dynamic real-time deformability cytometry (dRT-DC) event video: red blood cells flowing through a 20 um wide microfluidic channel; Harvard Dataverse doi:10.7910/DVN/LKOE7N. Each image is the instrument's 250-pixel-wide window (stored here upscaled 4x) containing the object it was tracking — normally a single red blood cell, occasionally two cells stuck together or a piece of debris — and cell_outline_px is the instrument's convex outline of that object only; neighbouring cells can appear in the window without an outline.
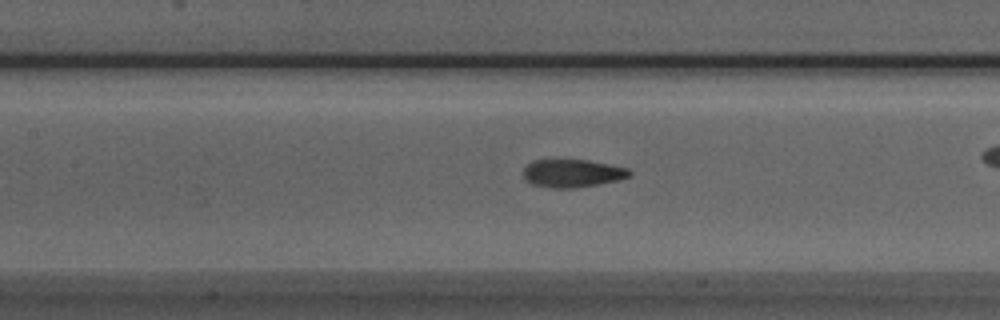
{"species": "Egyptian fruit bat (a non-hibernating species)", "species_latin": "Rousettus aegyptiacus", "temperature_condition": "room temperature", "stored_images_in_passage": 48, "camera_frame_rate_fps": 3000, "um_per_image_px": 0.085, "animal": {"sex": "male"}, "frame": {"image": 1, "passage_image": 18, "time_ms": 5.667, "image_size_px": [1000, 320], "cell_outline_px": [[632, 176], [620, 180], [572, 188], [552, 188], [532, 184], [524, 176], [524, 168], [532, 160], [588, 160], [628, 168], [632, 172]], "centroid_in_image_um": [48.69, 14.72], "position_along_channel_um": 158.7, "area_um2": 17.17}}
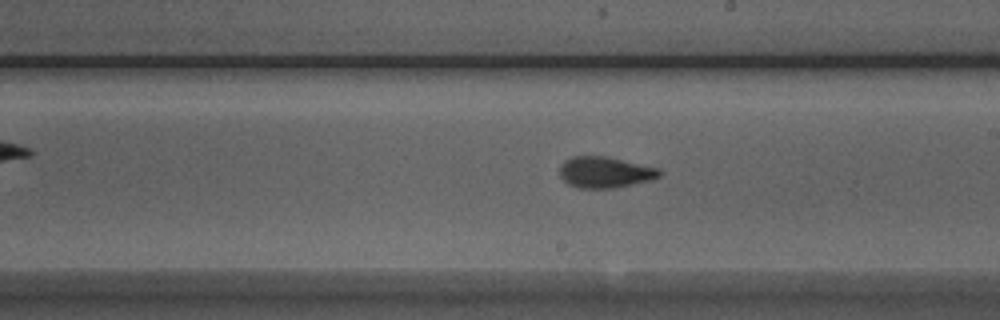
{"frame": {"image": 2, "passage_image": 24, "time_ms": 7.667, "image_size_px": [1000, 320], "cell_outline_px": [[664, 172], [660, 176], [652, 180], [612, 188], [576, 188], [568, 184], [560, 176], [560, 164], [564, 160], [572, 156], [608, 156], [660, 168]], "centroid_in_image_um": [51.44, 14.63], "position_along_channel_um": 237.6, "area_um2": 18.38}}
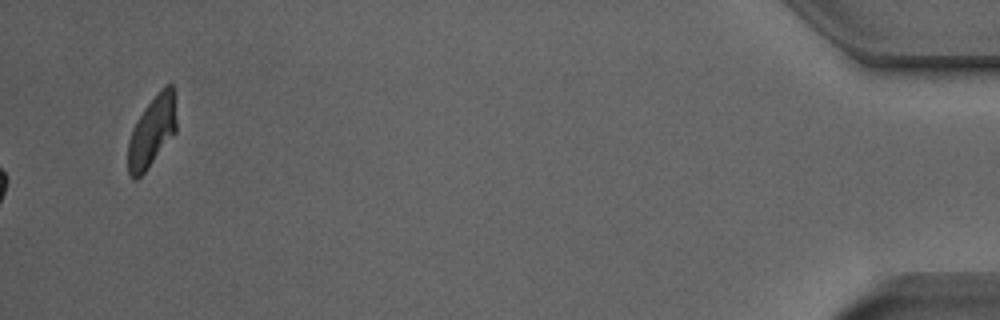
{"frame": {"image": 3, "passage_image": 48, "time_ms": 15.667, "image_size_px": [1000, 320], "cell_outline_px": [[176, 132], [148, 168], [136, 180], [132, 180], [128, 172], [128, 140], [132, 128], [136, 120], [144, 108], [156, 92], [160, 88], [168, 84], [172, 84], [176, 120]], "centroid_in_image_um": [12.89, 11.18], "position_along_channel_um": 422.3, "area_um2": 20.06}, "authors_computed_cell_mechanics": {"area_um2": 17.7157, "velocity_mm_per_s": 3.9534, "shape_relaxation_time_tau1_ms": 7.4805, "shape_relaxation_time_tau2_ms": 1.3869, "deformation_change_tau1": 0.1876, "deformation_change_tau2": 0.0627}}